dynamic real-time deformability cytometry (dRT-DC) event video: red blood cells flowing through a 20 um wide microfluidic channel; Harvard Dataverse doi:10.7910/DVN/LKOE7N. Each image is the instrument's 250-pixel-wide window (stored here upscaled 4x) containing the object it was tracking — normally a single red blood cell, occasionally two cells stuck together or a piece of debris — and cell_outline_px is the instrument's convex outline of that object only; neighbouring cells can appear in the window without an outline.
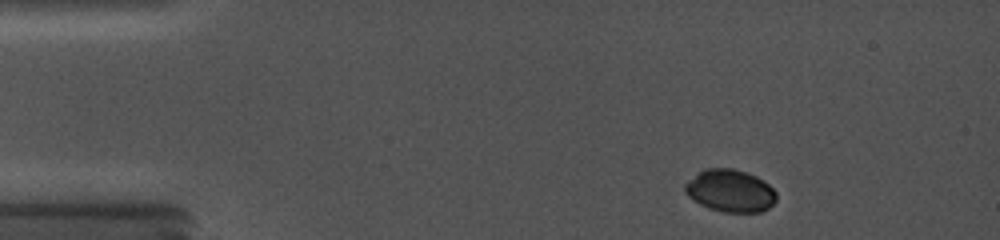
{"species": "common noctule bat (a hibernating species)", "species_latin": "Nyctalus noctula", "temperature_condition": "cold", "stored_images_in_passage": 10, "camera_frame_rate_fps": 5000, "um_per_image_px": 0.085, "animal": {"sex": "female", "body_mass_g": 19.0, "forearm_length_mm": 56.7}, "frame": {"image": 1, "passage_image": 1, "time_ms": 0.0, "image_size_px": [1000, 240], "cell_outline_px": [[776, 200], [768, 208], [760, 212], [724, 212], [708, 208], [700, 204], [688, 196], [684, 192], [684, 184], [688, 180], [704, 168], [732, 168], [756, 176], [764, 180], [776, 192]], "centroid_in_image_um": [62.05, 16.21], "position_along_channel_um": 22.9, "area_um2": 22.6}}
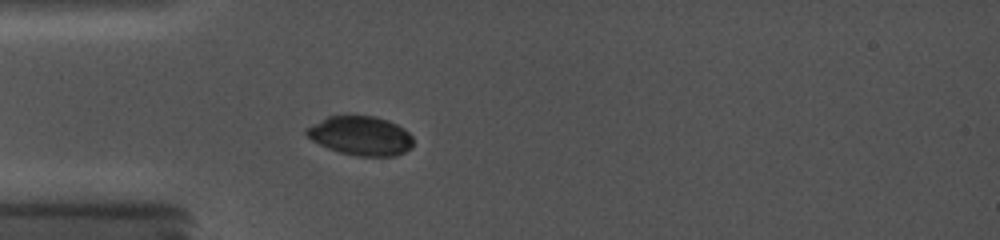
{"frame": {"image": 2, "passage_image": 7, "time_ms": 2.8, "image_size_px": [1000, 240], "cell_outline_px": [[412, 148], [396, 156], [356, 156], [340, 152], [328, 148], [312, 140], [304, 132], [304, 128], [324, 116], [340, 112], [356, 112], [376, 116], [388, 120], [404, 128], [412, 136]], "centroid_in_image_um": [30.6, 11.46], "position_along_channel_um": 54.4, "area_um2": 25.55}}